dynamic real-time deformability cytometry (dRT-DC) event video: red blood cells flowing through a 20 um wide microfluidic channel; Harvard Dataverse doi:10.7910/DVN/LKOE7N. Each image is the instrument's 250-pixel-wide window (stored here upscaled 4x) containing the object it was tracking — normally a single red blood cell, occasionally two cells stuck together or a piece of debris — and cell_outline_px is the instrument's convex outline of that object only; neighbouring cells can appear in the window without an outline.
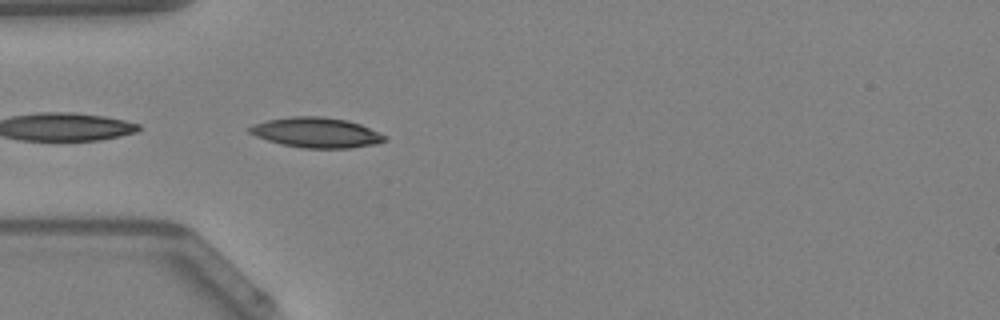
{"species": "Egyptian fruit bat (a non-hibernating species)", "species_latin": "Rousettus aegyptiacus", "temperature_condition": "warm", "stored_images_in_passage": 4, "camera_frame_rate_fps": 3000, "um_per_image_px": 0.085, "animal": {"sex": "female"}, "frame": {"image": 1, "passage_image": 1, "time_ms": 0.0, "image_size_px": [1000, 320], "cell_outline_px": [[388, 140], [376, 144], [352, 148], [304, 148], [284, 144], [268, 140], [256, 136], [248, 132], [248, 128], [252, 124], [268, 120], [292, 116], [320, 116], [348, 120], [360, 124], [388, 136]], "centroid_in_image_um": [26.93, 11.26], "position_along_channel_um": 58.1, "area_um2": 23.76}}